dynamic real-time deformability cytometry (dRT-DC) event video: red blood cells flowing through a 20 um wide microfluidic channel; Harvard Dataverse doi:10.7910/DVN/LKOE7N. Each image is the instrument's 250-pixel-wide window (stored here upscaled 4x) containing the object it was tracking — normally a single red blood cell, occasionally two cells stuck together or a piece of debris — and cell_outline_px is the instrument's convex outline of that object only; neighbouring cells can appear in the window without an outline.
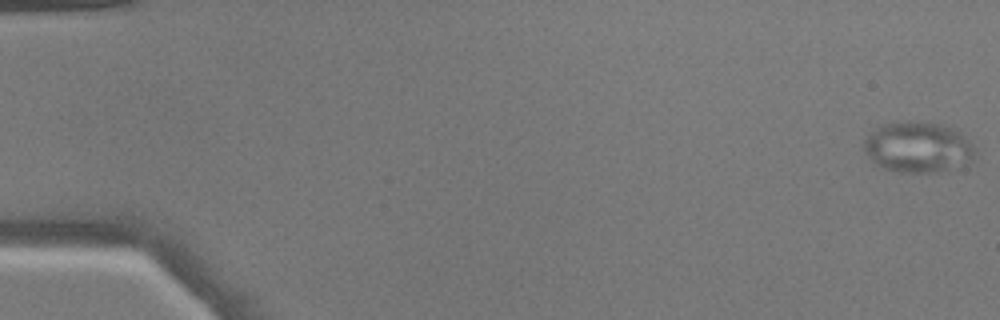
{"species": "common noctule bat (a hibernating species)", "species_latin": "Nyctalus noctula", "temperature_condition": "warm", "stored_images_in_passage": 51, "camera_frame_rate_fps": 3000, "um_per_image_px": 0.085, "animal": {"sex": "male", "body_mass_g": 17.9}, "frame": {"image": 1, "passage_image": 1, "time_ms": 0.0, "image_size_px": [1000, 320], "cell_outline_px": [[976, 156], [968, 164], [936, 172], [900, 172], [884, 168], [876, 164], [864, 152], [864, 140], [872, 128], [880, 124], [940, 124], [960, 132], [976, 148]], "centroid_in_image_um": [78.03, 12.55], "position_along_channel_um": 7.0, "area_um2": 32.31}}
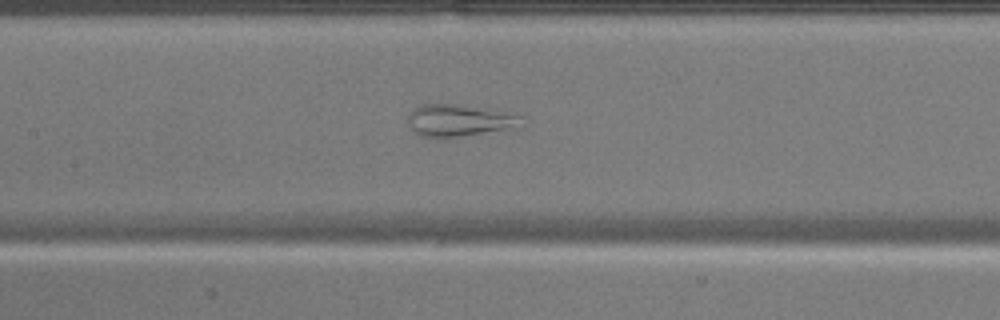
{"frame": {"image": 2, "passage_image": 25, "time_ms": 8.0, "image_size_px": [1000, 320], "cell_outline_px": [[524, 128], [460, 136], [420, 136], [408, 124], [408, 116], [412, 108], [420, 104], [464, 104], [488, 108], [524, 116]], "centroid_in_image_um": [39.16, 10.21], "position_along_channel_um": 168.2, "area_um2": 21.68}}
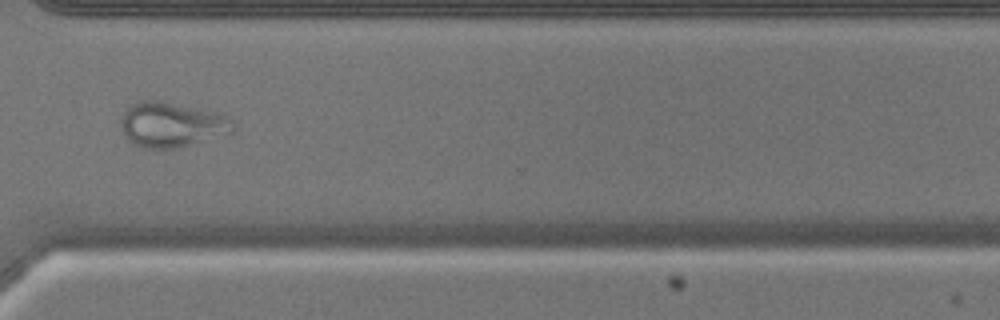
{"frame": {"image": 3, "passage_image": 39, "time_ms": 12.667, "image_size_px": [1000, 320], "cell_outline_px": [[236, 132], [176, 148], [144, 148], [136, 144], [124, 132], [120, 120], [124, 112], [132, 104], [140, 100], [160, 100], [212, 112], [232, 120], [236, 124]], "centroid_in_image_um": [14.63, 10.59], "position_along_channel_um": 356.0, "area_um2": 28.9}}